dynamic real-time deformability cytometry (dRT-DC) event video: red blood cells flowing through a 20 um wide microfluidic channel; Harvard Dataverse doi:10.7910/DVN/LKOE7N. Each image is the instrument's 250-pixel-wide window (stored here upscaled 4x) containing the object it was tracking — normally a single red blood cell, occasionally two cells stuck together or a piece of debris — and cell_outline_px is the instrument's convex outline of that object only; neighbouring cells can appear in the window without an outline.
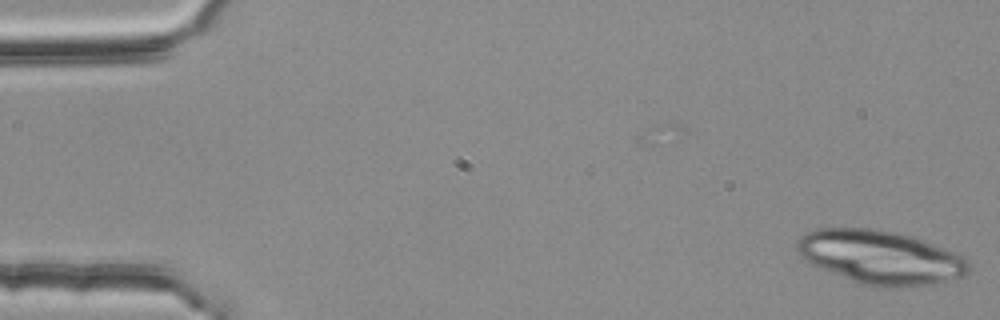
{"species": "common noctule bat (a hibernating species)", "species_latin": "Nyctalus noctula", "temperature_condition": "room temperature", "stored_images_in_passage": 35, "segment_of_instrument_passage": [1, 2], "camera_frame_rate_fps": 3000, "um_per_image_px": 0.085, "animal": {"sex": "female", "body_mass_g": 25.1}, "frame": {"image": 1, "passage_image": 1, "time_ms": 0.0, "image_size_px": [1000, 320], "cell_outline_px": [[972, 264], [968, 272], [964, 276], [936, 284], [864, 284], [852, 280], [812, 264], [804, 260], [796, 252], [796, 240], [804, 232], [816, 228], [876, 228], [896, 232], [912, 236], [924, 240], [956, 252], [964, 256]], "centroid_in_image_um": [74.83, 21.8], "position_along_channel_um": 10.2, "area_um2": 53.12}}